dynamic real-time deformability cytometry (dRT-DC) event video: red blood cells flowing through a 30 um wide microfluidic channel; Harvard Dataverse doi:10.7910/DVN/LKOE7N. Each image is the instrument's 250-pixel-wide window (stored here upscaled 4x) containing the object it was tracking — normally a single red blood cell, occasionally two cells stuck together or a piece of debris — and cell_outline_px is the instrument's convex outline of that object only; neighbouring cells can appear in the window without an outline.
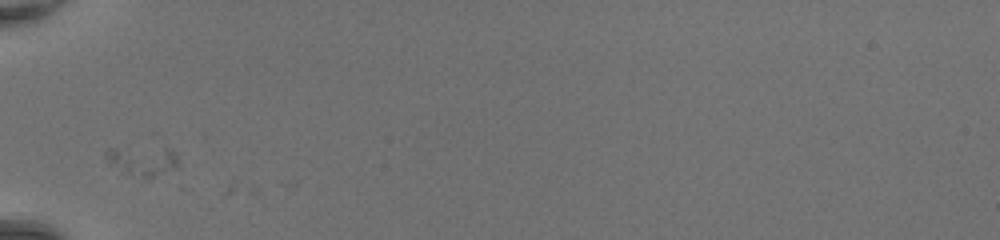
{"species": "common noctule bat (a hibernating species)", "species_latin": "Nyctalus noctula", "temperature_condition": "room temperature", "stored_images_in_passage": 3, "camera_frame_rate_fps": 3000, "um_per_image_px": 0.085, "animal": {"sex": "female", "body_mass_g": 20.0, "forearm_length_mm": 54.0}, "frame": {"image": 1, "passage_image": 1, "time_ms": 0.0, "image_size_px": [1000, 240], "cell_outline_px": [[180, 168], [152, 176], [144, 176], [108, 160], [104, 156], [104, 152], [108, 148], [168, 148], [176, 152], [180, 164]], "centroid_in_image_um": [12.29, 13.58], "position_along_channel_um": 72.7, "area_um2": 11.5}}